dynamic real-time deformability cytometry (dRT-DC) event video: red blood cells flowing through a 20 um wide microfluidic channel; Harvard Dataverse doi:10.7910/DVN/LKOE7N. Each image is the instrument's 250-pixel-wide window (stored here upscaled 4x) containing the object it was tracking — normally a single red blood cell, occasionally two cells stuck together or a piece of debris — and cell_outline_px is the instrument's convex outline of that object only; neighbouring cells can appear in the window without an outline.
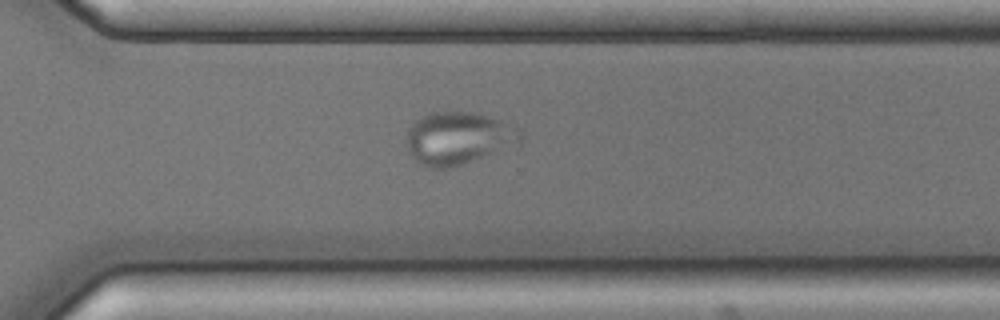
{"species": "common noctule bat (a hibernating species)", "species_latin": "Nyctalus noctula", "temperature_condition": "cold", "stored_images_in_passage": 49, "camera_frame_rate_fps": 3000, "um_per_image_px": 0.085, "animal": {"sex": "male", "body_mass_g": 17.9, "forearm_length_mm": 54.2}, "frame": {"image": 1, "passage_image": 32, "time_ms": 10.333, "image_size_px": [1000, 320], "cell_outline_px": [[524, 140], [520, 144], [464, 164], [452, 168], [428, 168], [420, 164], [408, 152], [404, 140], [408, 128], [412, 120], [428, 112], [472, 112], [488, 116], [512, 124], [524, 136]], "centroid_in_image_um": [38.92, 11.75], "position_along_channel_um": 331.7, "area_um2": 35.72}}
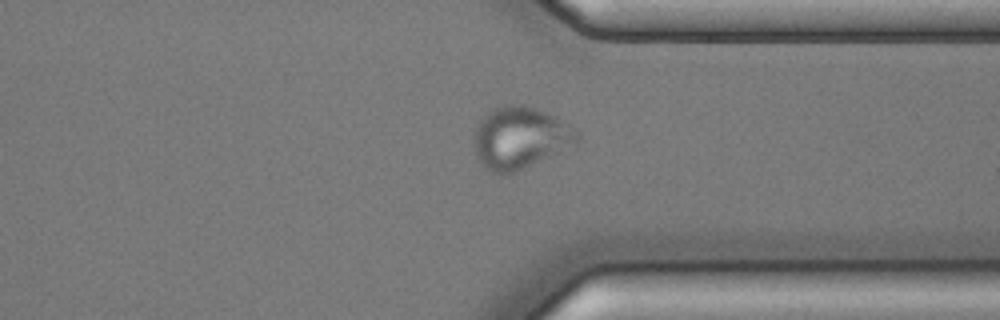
{"frame": {"image": 2, "passage_image": 35, "time_ms": 11.333, "image_size_px": [1000, 320], "cell_outline_px": [[580, 140], [512, 172], [500, 176], [484, 168], [480, 164], [476, 156], [472, 140], [476, 128], [480, 120], [488, 112], [504, 104], [524, 104], [536, 108], [576, 128], [580, 136]], "centroid_in_image_um": [44.12, 11.69], "position_along_channel_um": 367.3, "area_um2": 36.53}}